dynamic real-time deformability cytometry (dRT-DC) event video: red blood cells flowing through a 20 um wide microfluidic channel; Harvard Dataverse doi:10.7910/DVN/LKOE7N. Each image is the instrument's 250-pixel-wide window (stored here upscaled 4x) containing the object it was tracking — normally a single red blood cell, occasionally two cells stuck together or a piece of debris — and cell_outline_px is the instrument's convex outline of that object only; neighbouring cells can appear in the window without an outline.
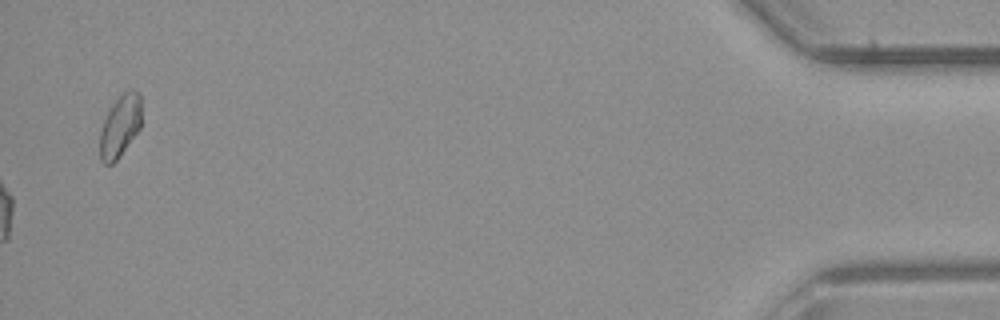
{"species": "common noctule bat (a hibernating species)", "species_latin": "Nyctalus noctula", "temperature_condition": "room temperature", "stored_images_in_passage": 31, "camera_frame_rate_fps": 3000, "um_per_image_px": 0.085, "animal": {"sex": "male", "body_mass_g": 23.1, "forearm_length_mm": 52.7}, "frame": {"image": 1, "passage_image": 31, "time_ms": 10.0, "image_size_px": [1000, 320], "cell_outline_px": [[140, 128], [120, 156], [112, 164], [104, 164], [100, 160], [100, 132], [104, 120], [112, 104], [128, 88], [132, 88], [140, 92]], "centroid_in_image_um": [10.2, 10.71], "position_along_channel_um": 425.0, "area_um2": 14.97}}